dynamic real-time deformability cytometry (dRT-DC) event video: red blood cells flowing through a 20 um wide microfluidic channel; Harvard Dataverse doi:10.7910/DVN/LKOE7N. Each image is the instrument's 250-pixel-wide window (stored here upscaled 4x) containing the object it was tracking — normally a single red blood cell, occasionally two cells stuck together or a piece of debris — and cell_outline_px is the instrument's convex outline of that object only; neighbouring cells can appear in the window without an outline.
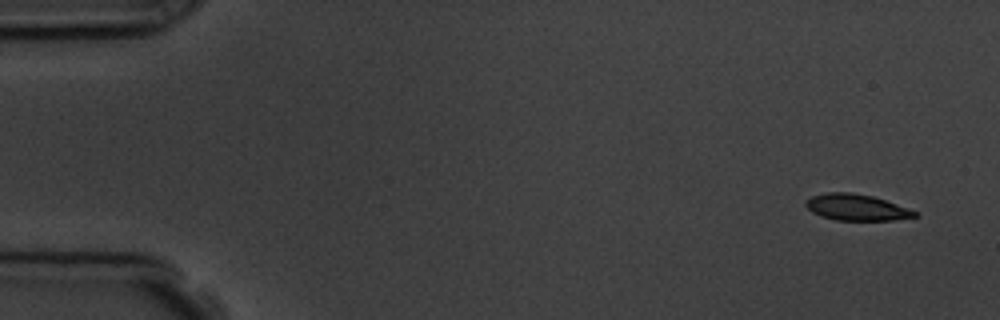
{"species": "common noctule bat (a hibernating species)", "species_latin": "Nyctalus noctula", "temperature_condition": "room temperature", "stored_images_in_passage": 15, "camera_frame_rate_fps": 3000, "um_per_image_px": 0.085, "animal": {"sex": "male", "body_mass_g": 19.5, "forearm_length_mm": 54.6}, "frame": {"image": 1, "passage_image": 1, "time_ms": 0.0, "image_size_px": [1000, 320], "cell_outline_px": [[920, 216], [892, 220], [836, 220], [820, 216], [812, 212], [804, 204], [812, 196], [828, 192], [852, 192], [872, 196], [896, 204], [916, 212]], "centroid_in_image_um": [72.78, 17.63], "position_along_channel_um": 12.2, "area_um2": 16.47}}
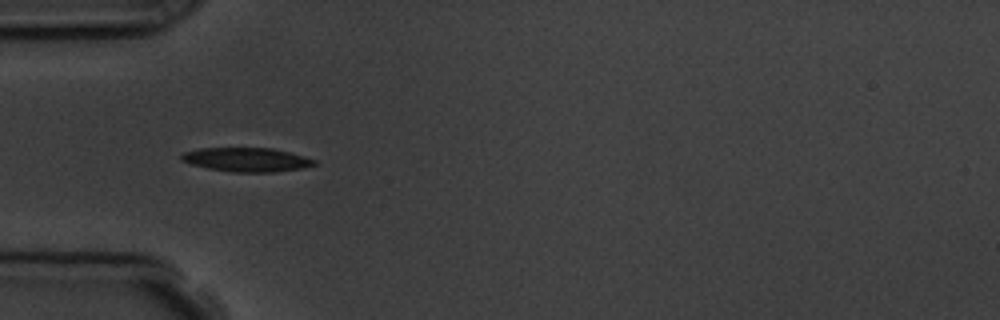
{"frame": {"image": 2, "passage_image": 5, "time_ms": 4.667, "image_size_px": [1000, 320], "cell_outline_px": [[320, 164], [300, 168], [272, 172], [232, 172], [208, 168], [192, 164], [180, 160], [180, 156], [184, 152], [200, 148], [272, 148], [292, 152], [316, 160]], "centroid_in_image_um": [20.99, 13.56], "position_along_channel_um": 64.0, "area_um2": 18.61}, "authors_computed_cell_mechanics": {"area_um2": 18.207, "velocity_mm_per_s": 3.7807, "shape_relaxation_time_tau1_ms": 2.5374, "shape_relaxation_time_tau2_ms": null, "deformation_change_tau1": 0.1114, "deformation_change_tau2": null}}